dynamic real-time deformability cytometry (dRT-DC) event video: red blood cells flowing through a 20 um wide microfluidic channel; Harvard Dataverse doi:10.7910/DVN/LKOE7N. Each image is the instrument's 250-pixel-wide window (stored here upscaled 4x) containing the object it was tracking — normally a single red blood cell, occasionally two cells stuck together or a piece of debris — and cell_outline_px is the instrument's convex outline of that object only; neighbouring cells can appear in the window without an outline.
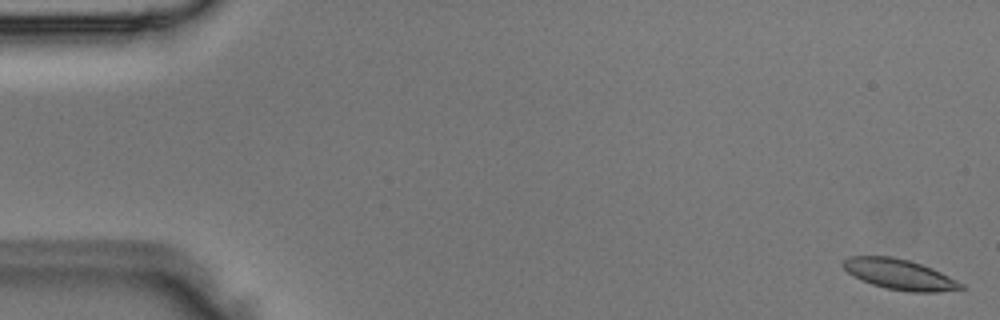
{"species": "Egyptian fruit bat (a non-hibernating species)", "species_latin": "Rousettus aegyptiacus", "temperature_condition": "room temperature", "stored_images_in_passage": 5, "camera_frame_rate_fps": 3000, "um_per_image_px": 0.085, "animal": {"sex": "male"}, "frame": {"image": 1, "passage_image": 1, "time_ms": 0.0, "image_size_px": [1000, 320], "cell_outline_px": [[964, 288], [936, 292], [908, 292], [888, 288], [872, 284], [852, 276], [840, 264], [844, 260], [852, 256], [892, 256], [908, 260], [932, 268], [964, 284]], "centroid_in_image_um": [76.43, 23.32], "position_along_channel_um": 8.6, "area_um2": 20.69}}
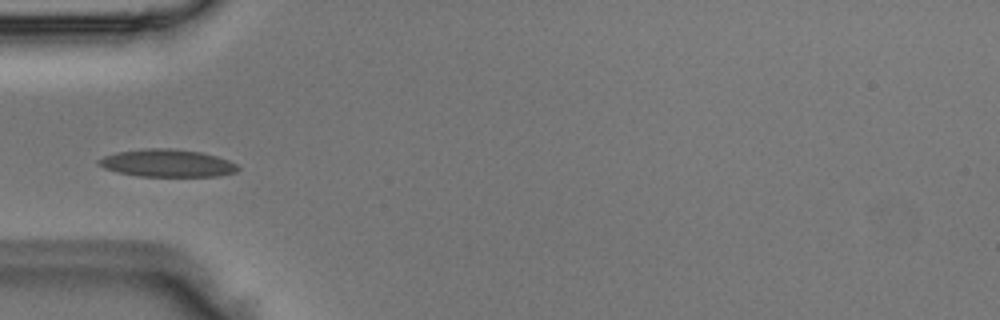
{"frame": {"image": 2, "passage_image": 4, "time_ms": 1.0, "image_size_px": [1000, 320], "cell_outline_px": [[240, 168], [236, 172], [220, 176], [140, 176], [116, 172], [104, 168], [96, 164], [96, 160], [104, 156], [116, 152], [144, 148], [168, 148], [200, 152], [216, 156], [228, 160], [236, 164]], "centroid_in_image_um": [14.17, 13.87], "position_along_channel_um": 70.8, "area_um2": 22.43}}
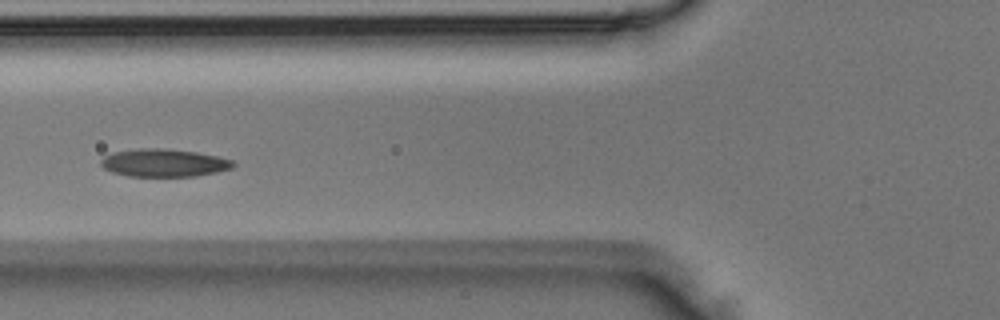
{"frame": {"image": 3, "passage_image": 5, "time_ms": 1.333, "image_size_px": [1000, 320], "cell_outline_px": [[236, 164], [232, 168], [216, 172], [196, 176], [128, 176], [112, 172], [104, 168], [100, 164], [100, 160], [104, 156], [112, 152], [140, 148], [164, 148], [196, 152], [216, 156], [232, 160]], "centroid_in_image_um": [13.91, 13.84], "position_along_channel_um": 111.9, "area_um2": 21.44}}